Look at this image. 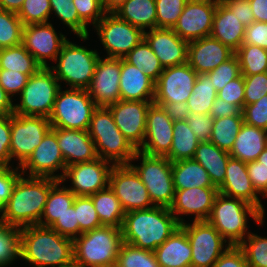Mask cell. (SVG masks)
<instances>
[{"label":"cell","mask_w":267,"mask_h":267,"mask_svg":"<svg viewBox=\"0 0 267 267\" xmlns=\"http://www.w3.org/2000/svg\"><path fill=\"white\" fill-rule=\"evenodd\" d=\"M246 239V240H245ZM238 246L250 267H267V237L249 233Z\"/></svg>","instance_id":"cell-47"},{"label":"cell","mask_w":267,"mask_h":267,"mask_svg":"<svg viewBox=\"0 0 267 267\" xmlns=\"http://www.w3.org/2000/svg\"><path fill=\"white\" fill-rule=\"evenodd\" d=\"M64 157L65 165L90 162L98 158L95 144L88 130L63 129L52 127Z\"/></svg>","instance_id":"cell-27"},{"label":"cell","mask_w":267,"mask_h":267,"mask_svg":"<svg viewBox=\"0 0 267 267\" xmlns=\"http://www.w3.org/2000/svg\"><path fill=\"white\" fill-rule=\"evenodd\" d=\"M115 267H160L154 251L140 249L123 242Z\"/></svg>","instance_id":"cell-45"},{"label":"cell","mask_w":267,"mask_h":267,"mask_svg":"<svg viewBox=\"0 0 267 267\" xmlns=\"http://www.w3.org/2000/svg\"><path fill=\"white\" fill-rule=\"evenodd\" d=\"M24 0H0V9L18 13Z\"/></svg>","instance_id":"cell-69"},{"label":"cell","mask_w":267,"mask_h":267,"mask_svg":"<svg viewBox=\"0 0 267 267\" xmlns=\"http://www.w3.org/2000/svg\"><path fill=\"white\" fill-rule=\"evenodd\" d=\"M217 97L231 104L244 107V78L241 74L238 78L228 82L217 92Z\"/></svg>","instance_id":"cell-58"},{"label":"cell","mask_w":267,"mask_h":267,"mask_svg":"<svg viewBox=\"0 0 267 267\" xmlns=\"http://www.w3.org/2000/svg\"><path fill=\"white\" fill-rule=\"evenodd\" d=\"M124 59L142 70L146 76L151 78L155 83L164 70L158 57L143 38L125 57Z\"/></svg>","instance_id":"cell-39"},{"label":"cell","mask_w":267,"mask_h":267,"mask_svg":"<svg viewBox=\"0 0 267 267\" xmlns=\"http://www.w3.org/2000/svg\"><path fill=\"white\" fill-rule=\"evenodd\" d=\"M25 25L48 23L51 15L49 0H24L22 8L17 13Z\"/></svg>","instance_id":"cell-49"},{"label":"cell","mask_w":267,"mask_h":267,"mask_svg":"<svg viewBox=\"0 0 267 267\" xmlns=\"http://www.w3.org/2000/svg\"><path fill=\"white\" fill-rule=\"evenodd\" d=\"M199 142L186 120L174 121L172 146L166 158L172 163L192 159Z\"/></svg>","instance_id":"cell-37"},{"label":"cell","mask_w":267,"mask_h":267,"mask_svg":"<svg viewBox=\"0 0 267 267\" xmlns=\"http://www.w3.org/2000/svg\"><path fill=\"white\" fill-rule=\"evenodd\" d=\"M109 187L120 200L125 213L154 207L146 186L129 164L113 166Z\"/></svg>","instance_id":"cell-14"},{"label":"cell","mask_w":267,"mask_h":267,"mask_svg":"<svg viewBox=\"0 0 267 267\" xmlns=\"http://www.w3.org/2000/svg\"><path fill=\"white\" fill-rule=\"evenodd\" d=\"M254 21L267 23V0H249Z\"/></svg>","instance_id":"cell-67"},{"label":"cell","mask_w":267,"mask_h":267,"mask_svg":"<svg viewBox=\"0 0 267 267\" xmlns=\"http://www.w3.org/2000/svg\"><path fill=\"white\" fill-rule=\"evenodd\" d=\"M51 4V13H55L71 32L83 41L89 38L87 25L79 18L73 0H49Z\"/></svg>","instance_id":"cell-44"},{"label":"cell","mask_w":267,"mask_h":267,"mask_svg":"<svg viewBox=\"0 0 267 267\" xmlns=\"http://www.w3.org/2000/svg\"><path fill=\"white\" fill-rule=\"evenodd\" d=\"M120 100L154 101L155 82L142 70L121 59Z\"/></svg>","instance_id":"cell-28"},{"label":"cell","mask_w":267,"mask_h":267,"mask_svg":"<svg viewBox=\"0 0 267 267\" xmlns=\"http://www.w3.org/2000/svg\"><path fill=\"white\" fill-rule=\"evenodd\" d=\"M235 54L240 63L242 75L267 72V50L256 45L242 44Z\"/></svg>","instance_id":"cell-43"},{"label":"cell","mask_w":267,"mask_h":267,"mask_svg":"<svg viewBox=\"0 0 267 267\" xmlns=\"http://www.w3.org/2000/svg\"><path fill=\"white\" fill-rule=\"evenodd\" d=\"M68 267H80V266L72 264L71 266H68Z\"/></svg>","instance_id":"cell-72"},{"label":"cell","mask_w":267,"mask_h":267,"mask_svg":"<svg viewBox=\"0 0 267 267\" xmlns=\"http://www.w3.org/2000/svg\"><path fill=\"white\" fill-rule=\"evenodd\" d=\"M180 225L167 207L154 206L148 209L130 211L125 213L121 227L123 242L140 249L154 251Z\"/></svg>","instance_id":"cell-2"},{"label":"cell","mask_w":267,"mask_h":267,"mask_svg":"<svg viewBox=\"0 0 267 267\" xmlns=\"http://www.w3.org/2000/svg\"><path fill=\"white\" fill-rule=\"evenodd\" d=\"M21 228L0 222V267H7L20 258Z\"/></svg>","instance_id":"cell-42"},{"label":"cell","mask_w":267,"mask_h":267,"mask_svg":"<svg viewBox=\"0 0 267 267\" xmlns=\"http://www.w3.org/2000/svg\"><path fill=\"white\" fill-rule=\"evenodd\" d=\"M121 59L99 57L87 91L97 107H108L120 100Z\"/></svg>","instance_id":"cell-21"},{"label":"cell","mask_w":267,"mask_h":267,"mask_svg":"<svg viewBox=\"0 0 267 267\" xmlns=\"http://www.w3.org/2000/svg\"><path fill=\"white\" fill-rule=\"evenodd\" d=\"M141 157V158H140ZM141 159V165L131 162ZM129 165L136 171L150 195L154 206L169 208L174 200L172 162L163 156H151L137 150Z\"/></svg>","instance_id":"cell-7"},{"label":"cell","mask_w":267,"mask_h":267,"mask_svg":"<svg viewBox=\"0 0 267 267\" xmlns=\"http://www.w3.org/2000/svg\"><path fill=\"white\" fill-rule=\"evenodd\" d=\"M154 254L160 267H191L192 248L181 227L158 246Z\"/></svg>","instance_id":"cell-30"},{"label":"cell","mask_w":267,"mask_h":267,"mask_svg":"<svg viewBox=\"0 0 267 267\" xmlns=\"http://www.w3.org/2000/svg\"><path fill=\"white\" fill-rule=\"evenodd\" d=\"M127 0H101V4L105 13H114Z\"/></svg>","instance_id":"cell-70"},{"label":"cell","mask_w":267,"mask_h":267,"mask_svg":"<svg viewBox=\"0 0 267 267\" xmlns=\"http://www.w3.org/2000/svg\"><path fill=\"white\" fill-rule=\"evenodd\" d=\"M211 37L236 51L244 41L245 26L220 0L213 18Z\"/></svg>","instance_id":"cell-29"},{"label":"cell","mask_w":267,"mask_h":267,"mask_svg":"<svg viewBox=\"0 0 267 267\" xmlns=\"http://www.w3.org/2000/svg\"><path fill=\"white\" fill-rule=\"evenodd\" d=\"M49 177L21 175L8 202L0 209V222L19 228L38 225L50 189L58 182Z\"/></svg>","instance_id":"cell-1"},{"label":"cell","mask_w":267,"mask_h":267,"mask_svg":"<svg viewBox=\"0 0 267 267\" xmlns=\"http://www.w3.org/2000/svg\"><path fill=\"white\" fill-rule=\"evenodd\" d=\"M12 114H14L13 100L0 85V116Z\"/></svg>","instance_id":"cell-68"},{"label":"cell","mask_w":267,"mask_h":267,"mask_svg":"<svg viewBox=\"0 0 267 267\" xmlns=\"http://www.w3.org/2000/svg\"><path fill=\"white\" fill-rule=\"evenodd\" d=\"M266 146V130L243 123L229 154L242 162H253Z\"/></svg>","instance_id":"cell-31"},{"label":"cell","mask_w":267,"mask_h":267,"mask_svg":"<svg viewBox=\"0 0 267 267\" xmlns=\"http://www.w3.org/2000/svg\"><path fill=\"white\" fill-rule=\"evenodd\" d=\"M42 66L25 49L24 45L0 49V69L18 71L29 77L36 73Z\"/></svg>","instance_id":"cell-38"},{"label":"cell","mask_w":267,"mask_h":267,"mask_svg":"<svg viewBox=\"0 0 267 267\" xmlns=\"http://www.w3.org/2000/svg\"><path fill=\"white\" fill-rule=\"evenodd\" d=\"M11 115L0 116V167L11 166Z\"/></svg>","instance_id":"cell-60"},{"label":"cell","mask_w":267,"mask_h":267,"mask_svg":"<svg viewBox=\"0 0 267 267\" xmlns=\"http://www.w3.org/2000/svg\"><path fill=\"white\" fill-rule=\"evenodd\" d=\"M88 132L98 157L114 165L129 164L137 151L118 129L108 107L93 111Z\"/></svg>","instance_id":"cell-6"},{"label":"cell","mask_w":267,"mask_h":267,"mask_svg":"<svg viewBox=\"0 0 267 267\" xmlns=\"http://www.w3.org/2000/svg\"><path fill=\"white\" fill-rule=\"evenodd\" d=\"M97 50L87 49L69 41L63 44L55 62L50 66L57 80L64 81L70 88L84 89L89 86L99 60Z\"/></svg>","instance_id":"cell-8"},{"label":"cell","mask_w":267,"mask_h":267,"mask_svg":"<svg viewBox=\"0 0 267 267\" xmlns=\"http://www.w3.org/2000/svg\"><path fill=\"white\" fill-rule=\"evenodd\" d=\"M235 54L230 47L208 36L190 41L187 63L199 73H208Z\"/></svg>","instance_id":"cell-25"},{"label":"cell","mask_w":267,"mask_h":267,"mask_svg":"<svg viewBox=\"0 0 267 267\" xmlns=\"http://www.w3.org/2000/svg\"><path fill=\"white\" fill-rule=\"evenodd\" d=\"M180 227L186 232L192 248L191 267H212L230 246L207 221L193 220L192 224L184 222Z\"/></svg>","instance_id":"cell-11"},{"label":"cell","mask_w":267,"mask_h":267,"mask_svg":"<svg viewBox=\"0 0 267 267\" xmlns=\"http://www.w3.org/2000/svg\"><path fill=\"white\" fill-rule=\"evenodd\" d=\"M217 97V91L207 73H199L192 94L187 100L190 113L210 114L211 106Z\"/></svg>","instance_id":"cell-41"},{"label":"cell","mask_w":267,"mask_h":267,"mask_svg":"<svg viewBox=\"0 0 267 267\" xmlns=\"http://www.w3.org/2000/svg\"><path fill=\"white\" fill-rule=\"evenodd\" d=\"M186 121L200 142L210 141L214 123L210 114L190 113Z\"/></svg>","instance_id":"cell-56"},{"label":"cell","mask_w":267,"mask_h":267,"mask_svg":"<svg viewBox=\"0 0 267 267\" xmlns=\"http://www.w3.org/2000/svg\"><path fill=\"white\" fill-rule=\"evenodd\" d=\"M20 168L0 167V209L8 202L18 178L22 175Z\"/></svg>","instance_id":"cell-59"},{"label":"cell","mask_w":267,"mask_h":267,"mask_svg":"<svg viewBox=\"0 0 267 267\" xmlns=\"http://www.w3.org/2000/svg\"><path fill=\"white\" fill-rule=\"evenodd\" d=\"M50 228L60 235L72 240L77 238L79 236V222L77 220L74 205L70 206Z\"/></svg>","instance_id":"cell-55"},{"label":"cell","mask_w":267,"mask_h":267,"mask_svg":"<svg viewBox=\"0 0 267 267\" xmlns=\"http://www.w3.org/2000/svg\"><path fill=\"white\" fill-rule=\"evenodd\" d=\"M174 189L215 187L206 169L193 159L172 163Z\"/></svg>","instance_id":"cell-34"},{"label":"cell","mask_w":267,"mask_h":267,"mask_svg":"<svg viewBox=\"0 0 267 267\" xmlns=\"http://www.w3.org/2000/svg\"><path fill=\"white\" fill-rule=\"evenodd\" d=\"M20 258L32 267H68L74 264L73 240L50 227L21 228Z\"/></svg>","instance_id":"cell-3"},{"label":"cell","mask_w":267,"mask_h":267,"mask_svg":"<svg viewBox=\"0 0 267 267\" xmlns=\"http://www.w3.org/2000/svg\"><path fill=\"white\" fill-rule=\"evenodd\" d=\"M218 191L225 196L241 199L255 206L265 216L263 204L254 190L245 162L229 158L226 176Z\"/></svg>","instance_id":"cell-26"},{"label":"cell","mask_w":267,"mask_h":267,"mask_svg":"<svg viewBox=\"0 0 267 267\" xmlns=\"http://www.w3.org/2000/svg\"><path fill=\"white\" fill-rule=\"evenodd\" d=\"M145 140L141 152L166 157L173 141V122L162 106L151 103L147 112Z\"/></svg>","instance_id":"cell-22"},{"label":"cell","mask_w":267,"mask_h":267,"mask_svg":"<svg viewBox=\"0 0 267 267\" xmlns=\"http://www.w3.org/2000/svg\"><path fill=\"white\" fill-rule=\"evenodd\" d=\"M246 167L256 193L267 197V170L257 160L246 163Z\"/></svg>","instance_id":"cell-61"},{"label":"cell","mask_w":267,"mask_h":267,"mask_svg":"<svg viewBox=\"0 0 267 267\" xmlns=\"http://www.w3.org/2000/svg\"><path fill=\"white\" fill-rule=\"evenodd\" d=\"M243 44L256 45L267 50V23L254 21L245 27Z\"/></svg>","instance_id":"cell-62"},{"label":"cell","mask_w":267,"mask_h":267,"mask_svg":"<svg viewBox=\"0 0 267 267\" xmlns=\"http://www.w3.org/2000/svg\"><path fill=\"white\" fill-rule=\"evenodd\" d=\"M96 108L87 90L60 88L48 119L51 127L88 130Z\"/></svg>","instance_id":"cell-10"},{"label":"cell","mask_w":267,"mask_h":267,"mask_svg":"<svg viewBox=\"0 0 267 267\" xmlns=\"http://www.w3.org/2000/svg\"><path fill=\"white\" fill-rule=\"evenodd\" d=\"M230 157L228 152L221 150L210 141H204L199 142L192 159L206 169L213 185L219 188L224 182Z\"/></svg>","instance_id":"cell-32"},{"label":"cell","mask_w":267,"mask_h":267,"mask_svg":"<svg viewBox=\"0 0 267 267\" xmlns=\"http://www.w3.org/2000/svg\"><path fill=\"white\" fill-rule=\"evenodd\" d=\"M243 123V115L215 118L210 142L229 153Z\"/></svg>","instance_id":"cell-40"},{"label":"cell","mask_w":267,"mask_h":267,"mask_svg":"<svg viewBox=\"0 0 267 267\" xmlns=\"http://www.w3.org/2000/svg\"><path fill=\"white\" fill-rule=\"evenodd\" d=\"M67 40L62 32L57 34L50 22L29 24L23 28L22 44L42 67H49L48 59L56 61Z\"/></svg>","instance_id":"cell-20"},{"label":"cell","mask_w":267,"mask_h":267,"mask_svg":"<svg viewBox=\"0 0 267 267\" xmlns=\"http://www.w3.org/2000/svg\"><path fill=\"white\" fill-rule=\"evenodd\" d=\"M73 205L79 222V236L102 226L90 196H76Z\"/></svg>","instance_id":"cell-48"},{"label":"cell","mask_w":267,"mask_h":267,"mask_svg":"<svg viewBox=\"0 0 267 267\" xmlns=\"http://www.w3.org/2000/svg\"><path fill=\"white\" fill-rule=\"evenodd\" d=\"M244 106L257 102L267 95V72L255 75H243Z\"/></svg>","instance_id":"cell-52"},{"label":"cell","mask_w":267,"mask_h":267,"mask_svg":"<svg viewBox=\"0 0 267 267\" xmlns=\"http://www.w3.org/2000/svg\"><path fill=\"white\" fill-rule=\"evenodd\" d=\"M23 28L17 13L0 9V49L20 45Z\"/></svg>","instance_id":"cell-46"},{"label":"cell","mask_w":267,"mask_h":267,"mask_svg":"<svg viewBox=\"0 0 267 267\" xmlns=\"http://www.w3.org/2000/svg\"><path fill=\"white\" fill-rule=\"evenodd\" d=\"M251 216L261 226L264 215L253 205L218 193L206 220L231 246H238L249 234L247 220Z\"/></svg>","instance_id":"cell-4"},{"label":"cell","mask_w":267,"mask_h":267,"mask_svg":"<svg viewBox=\"0 0 267 267\" xmlns=\"http://www.w3.org/2000/svg\"><path fill=\"white\" fill-rule=\"evenodd\" d=\"M172 121H185L190 115L187 102L165 103L161 105Z\"/></svg>","instance_id":"cell-66"},{"label":"cell","mask_w":267,"mask_h":267,"mask_svg":"<svg viewBox=\"0 0 267 267\" xmlns=\"http://www.w3.org/2000/svg\"><path fill=\"white\" fill-rule=\"evenodd\" d=\"M114 13L143 32L157 28L155 0H127Z\"/></svg>","instance_id":"cell-33"},{"label":"cell","mask_w":267,"mask_h":267,"mask_svg":"<svg viewBox=\"0 0 267 267\" xmlns=\"http://www.w3.org/2000/svg\"><path fill=\"white\" fill-rule=\"evenodd\" d=\"M106 57L123 59L143 38L144 32L120 19L115 13H105L94 26Z\"/></svg>","instance_id":"cell-12"},{"label":"cell","mask_w":267,"mask_h":267,"mask_svg":"<svg viewBox=\"0 0 267 267\" xmlns=\"http://www.w3.org/2000/svg\"><path fill=\"white\" fill-rule=\"evenodd\" d=\"M55 73L49 67H41L31 75L21 91L20 104L14 103V114L44 116L49 118L57 94L61 88Z\"/></svg>","instance_id":"cell-9"},{"label":"cell","mask_w":267,"mask_h":267,"mask_svg":"<svg viewBox=\"0 0 267 267\" xmlns=\"http://www.w3.org/2000/svg\"><path fill=\"white\" fill-rule=\"evenodd\" d=\"M90 197L102 226L122 227L125 211L109 186Z\"/></svg>","instance_id":"cell-35"},{"label":"cell","mask_w":267,"mask_h":267,"mask_svg":"<svg viewBox=\"0 0 267 267\" xmlns=\"http://www.w3.org/2000/svg\"><path fill=\"white\" fill-rule=\"evenodd\" d=\"M123 244L121 228L101 226L73 240L74 264L80 267H115Z\"/></svg>","instance_id":"cell-5"},{"label":"cell","mask_w":267,"mask_h":267,"mask_svg":"<svg viewBox=\"0 0 267 267\" xmlns=\"http://www.w3.org/2000/svg\"><path fill=\"white\" fill-rule=\"evenodd\" d=\"M218 193L217 187L175 189L174 200L169 209L180 224L185 221L181 215L193 214L194 221H206Z\"/></svg>","instance_id":"cell-23"},{"label":"cell","mask_w":267,"mask_h":267,"mask_svg":"<svg viewBox=\"0 0 267 267\" xmlns=\"http://www.w3.org/2000/svg\"><path fill=\"white\" fill-rule=\"evenodd\" d=\"M197 76V72L188 63L164 68L155 83L153 102L160 106L170 102H187Z\"/></svg>","instance_id":"cell-16"},{"label":"cell","mask_w":267,"mask_h":267,"mask_svg":"<svg viewBox=\"0 0 267 267\" xmlns=\"http://www.w3.org/2000/svg\"><path fill=\"white\" fill-rule=\"evenodd\" d=\"M151 103L153 101L119 100L108 106L118 129L136 150L145 140L147 112Z\"/></svg>","instance_id":"cell-19"},{"label":"cell","mask_w":267,"mask_h":267,"mask_svg":"<svg viewBox=\"0 0 267 267\" xmlns=\"http://www.w3.org/2000/svg\"><path fill=\"white\" fill-rule=\"evenodd\" d=\"M79 18L87 25L92 22L93 27L103 18L101 0H73Z\"/></svg>","instance_id":"cell-54"},{"label":"cell","mask_w":267,"mask_h":267,"mask_svg":"<svg viewBox=\"0 0 267 267\" xmlns=\"http://www.w3.org/2000/svg\"><path fill=\"white\" fill-rule=\"evenodd\" d=\"M28 79L29 76L27 74L0 69V85L10 97L15 94L19 95L27 84Z\"/></svg>","instance_id":"cell-57"},{"label":"cell","mask_w":267,"mask_h":267,"mask_svg":"<svg viewBox=\"0 0 267 267\" xmlns=\"http://www.w3.org/2000/svg\"><path fill=\"white\" fill-rule=\"evenodd\" d=\"M218 0H188L173 30L187 42L208 37Z\"/></svg>","instance_id":"cell-18"},{"label":"cell","mask_w":267,"mask_h":267,"mask_svg":"<svg viewBox=\"0 0 267 267\" xmlns=\"http://www.w3.org/2000/svg\"><path fill=\"white\" fill-rule=\"evenodd\" d=\"M244 123L267 130V95L242 109Z\"/></svg>","instance_id":"cell-53"},{"label":"cell","mask_w":267,"mask_h":267,"mask_svg":"<svg viewBox=\"0 0 267 267\" xmlns=\"http://www.w3.org/2000/svg\"><path fill=\"white\" fill-rule=\"evenodd\" d=\"M113 166L111 162L99 157L90 162L76 163L65 168L59 181L63 185L69 178L72 182L69 190L76 196H90L109 186Z\"/></svg>","instance_id":"cell-15"},{"label":"cell","mask_w":267,"mask_h":267,"mask_svg":"<svg viewBox=\"0 0 267 267\" xmlns=\"http://www.w3.org/2000/svg\"><path fill=\"white\" fill-rule=\"evenodd\" d=\"M212 267H250L239 246H229Z\"/></svg>","instance_id":"cell-64"},{"label":"cell","mask_w":267,"mask_h":267,"mask_svg":"<svg viewBox=\"0 0 267 267\" xmlns=\"http://www.w3.org/2000/svg\"><path fill=\"white\" fill-rule=\"evenodd\" d=\"M210 115L215 118L242 115V109L234 104L216 97L210 109Z\"/></svg>","instance_id":"cell-65"},{"label":"cell","mask_w":267,"mask_h":267,"mask_svg":"<svg viewBox=\"0 0 267 267\" xmlns=\"http://www.w3.org/2000/svg\"><path fill=\"white\" fill-rule=\"evenodd\" d=\"M216 91L221 90L228 82L241 75L240 63L236 54L207 73Z\"/></svg>","instance_id":"cell-51"},{"label":"cell","mask_w":267,"mask_h":267,"mask_svg":"<svg viewBox=\"0 0 267 267\" xmlns=\"http://www.w3.org/2000/svg\"><path fill=\"white\" fill-rule=\"evenodd\" d=\"M188 0H155L157 28L173 29Z\"/></svg>","instance_id":"cell-50"},{"label":"cell","mask_w":267,"mask_h":267,"mask_svg":"<svg viewBox=\"0 0 267 267\" xmlns=\"http://www.w3.org/2000/svg\"><path fill=\"white\" fill-rule=\"evenodd\" d=\"M242 24L247 27L254 22L249 0H220Z\"/></svg>","instance_id":"cell-63"},{"label":"cell","mask_w":267,"mask_h":267,"mask_svg":"<svg viewBox=\"0 0 267 267\" xmlns=\"http://www.w3.org/2000/svg\"><path fill=\"white\" fill-rule=\"evenodd\" d=\"M144 39L163 68L187 63L188 44L173 29L154 28L144 32Z\"/></svg>","instance_id":"cell-24"},{"label":"cell","mask_w":267,"mask_h":267,"mask_svg":"<svg viewBox=\"0 0 267 267\" xmlns=\"http://www.w3.org/2000/svg\"><path fill=\"white\" fill-rule=\"evenodd\" d=\"M257 161L262 163V166L267 170V146L266 148L260 153L257 158Z\"/></svg>","instance_id":"cell-71"},{"label":"cell","mask_w":267,"mask_h":267,"mask_svg":"<svg viewBox=\"0 0 267 267\" xmlns=\"http://www.w3.org/2000/svg\"><path fill=\"white\" fill-rule=\"evenodd\" d=\"M22 175L29 171V177H49L60 180L66 165L57 142L56 132L51 128L28 159L19 167ZM62 170L61 174L57 170Z\"/></svg>","instance_id":"cell-17"},{"label":"cell","mask_w":267,"mask_h":267,"mask_svg":"<svg viewBox=\"0 0 267 267\" xmlns=\"http://www.w3.org/2000/svg\"><path fill=\"white\" fill-rule=\"evenodd\" d=\"M51 128L47 117L12 114L11 160L18 159V167H20L42 142L43 137Z\"/></svg>","instance_id":"cell-13"},{"label":"cell","mask_w":267,"mask_h":267,"mask_svg":"<svg viewBox=\"0 0 267 267\" xmlns=\"http://www.w3.org/2000/svg\"><path fill=\"white\" fill-rule=\"evenodd\" d=\"M58 181L51 189L38 225L51 227L73 205L76 195Z\"/></svg>","instance_id":"cell-36"}]
</instances>
